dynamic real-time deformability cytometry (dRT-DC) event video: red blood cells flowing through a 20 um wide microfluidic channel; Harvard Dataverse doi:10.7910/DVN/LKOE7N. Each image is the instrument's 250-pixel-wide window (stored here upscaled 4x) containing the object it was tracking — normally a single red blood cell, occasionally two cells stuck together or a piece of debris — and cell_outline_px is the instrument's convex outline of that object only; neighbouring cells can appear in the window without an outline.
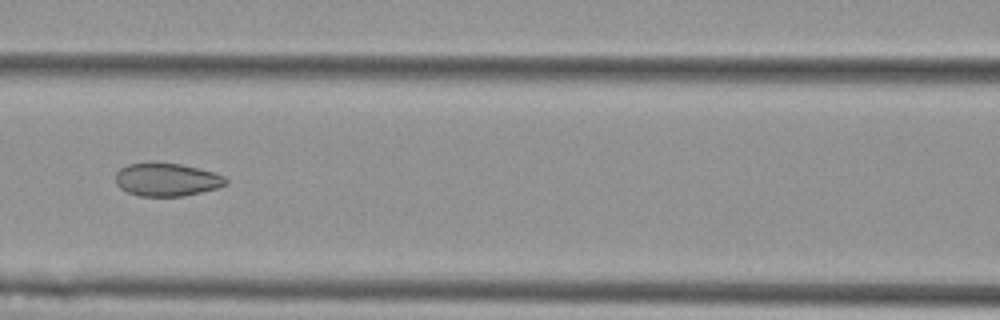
{"species": "Egyptian fruit bat (a non-hibernating species)", "species_latin": "Rousettus aegyptiacus", "temperature_condition": "cold", "stored_images_in_passage": 7, "camera_frame_rate_fps": 3000, "um_per_image_px": 0.085, "animal": {"sex": "female"}, "frame": {"image": 1, "passage_image": 7, "time_ms": 2.0, "image_size_px": [1000, 320], "cell_outline_px": [[228, 184], [216, 188], [184, 196], [140, 196], [128, 192], [120, 188], [116, 184], [116, 172], [120, 168], [128, 164], [180, 164], [212, 172], [224, 176], [228, 180]], "centroid_in_image_um": [14.17, 15.29], "position_along_channel_um": 152.4, "area_um2": 20.81}}